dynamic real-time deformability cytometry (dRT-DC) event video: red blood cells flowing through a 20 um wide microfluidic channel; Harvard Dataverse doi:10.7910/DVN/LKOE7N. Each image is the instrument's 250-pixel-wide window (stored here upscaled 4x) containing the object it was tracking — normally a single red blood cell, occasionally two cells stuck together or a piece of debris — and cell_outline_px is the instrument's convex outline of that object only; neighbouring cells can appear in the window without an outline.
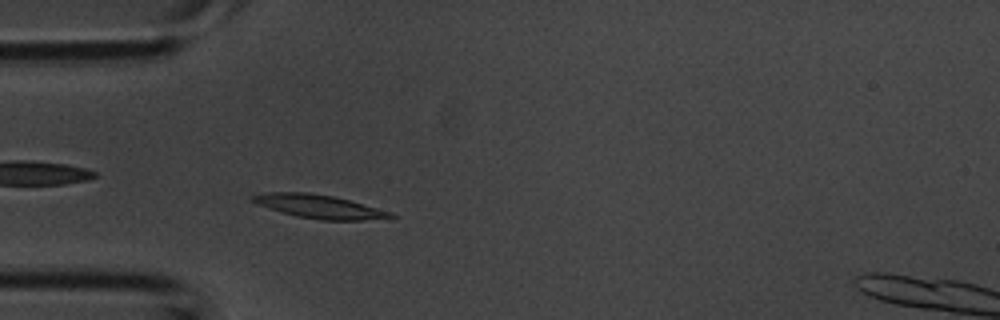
{"species": "common noctule bat (a hibernating species)", "species_latin": "Nyctalus noctula", "temperature_condition": "room temperature", "stored_images_in_passage": 3, "camera_frame_rate_fps": 3000, "um_per_image_px": 0.085, "animal": {"sex": "male", "body_mass_g": 20.1, "forearm_length_mm": 53.5}, "frame": {"image": 1, "passage_image": 2, "time_ms": 0.333, "image_size_px": [1000, 320], "cell_outline_px": [[396, 216], [364, 220], [320, 220], [296, 216], [268, 208], [252, 200], [248, 196], [264, 192], [308, 192], [332, 196], [348, 200], [392, 212]], "centroid_in_image_um": [27.08, 17.54], "position_along_channel_um": 57.9, "area_um2": 18.67}}